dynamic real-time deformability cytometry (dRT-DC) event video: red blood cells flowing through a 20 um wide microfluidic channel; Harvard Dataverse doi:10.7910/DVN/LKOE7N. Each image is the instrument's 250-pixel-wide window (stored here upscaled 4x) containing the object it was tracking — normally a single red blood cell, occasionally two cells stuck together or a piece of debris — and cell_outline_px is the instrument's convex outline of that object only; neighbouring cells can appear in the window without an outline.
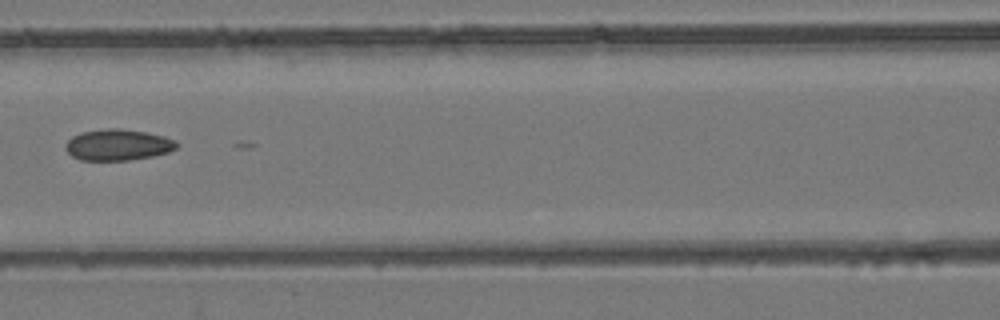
{"species": "common noctule bat (a hibernating species)", "species_latin": "Nyctalus noctula", "temperature_condition": "room temperature", "stored_images_in_passage": 8, "camera_frame_rate_fps": 3000, "um_per_image_px": 0.085, "animal": {"sex": "female", "body_mass_g": 24.6, "forearm_length_mm": 56.2}, "frame": {"image": 1, "passage_image": 8, "time_ms": 2.333, "image_size_px": [1000, 320], "cell_outline_px": [[180, 144], [176, 148], [168, 152], [152, 156], [128, 160], [80, 160], [72, 156], [64, 148], [64, 144], [72, 136], [80, 132], [108, 128], [120, 128], [148, 132], [164, 136], [176, 140]], "centroid_in_image_um": [10.02, 12.3], "position_along_channel_um": 156.6, "area_um2": 20.4}}